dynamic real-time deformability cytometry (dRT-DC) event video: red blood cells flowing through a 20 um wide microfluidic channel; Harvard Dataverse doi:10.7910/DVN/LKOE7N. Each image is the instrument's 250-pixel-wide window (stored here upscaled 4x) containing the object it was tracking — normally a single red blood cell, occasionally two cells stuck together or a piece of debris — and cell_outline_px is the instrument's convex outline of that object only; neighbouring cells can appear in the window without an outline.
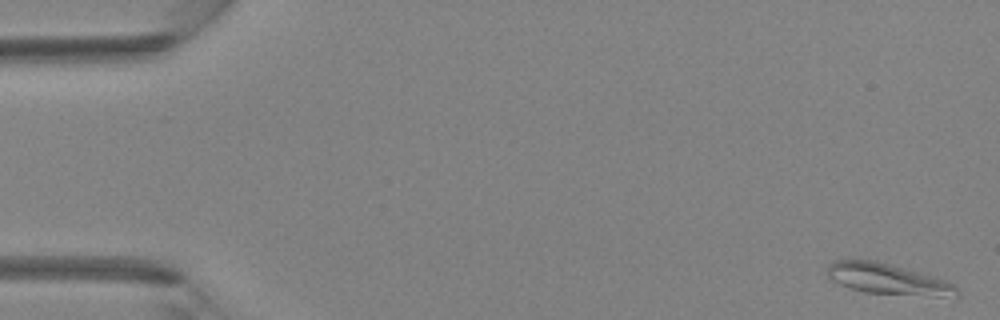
{"species": "Egyptian fruit bat (a non-hibernating species)", "species_latin": "Rousettus aegyptiacus", "temperature_condition": "room temperature", "stored_images_in_passage": 12, "camera_frame_rate_fps": 3000, "um_per_image_px": 0.085, "animal": {"sex": "female"}, "frame": {"image": 1, "passage_image": 1, "time_ms": 0.0, "image_size_px": [1000, 320], "cell_outline_px": [[960, 296], [936, 296], [864, 292], [840, 284], [832, 280], [828, 276], [828, 264], [832, 260], [876, 260], [932, 276], [956, 284], [960, 292]], "centroid_in_image_um": [75.48, 23.71], "position_along_channel_um": 9.5, "area_um2": 23.0}}